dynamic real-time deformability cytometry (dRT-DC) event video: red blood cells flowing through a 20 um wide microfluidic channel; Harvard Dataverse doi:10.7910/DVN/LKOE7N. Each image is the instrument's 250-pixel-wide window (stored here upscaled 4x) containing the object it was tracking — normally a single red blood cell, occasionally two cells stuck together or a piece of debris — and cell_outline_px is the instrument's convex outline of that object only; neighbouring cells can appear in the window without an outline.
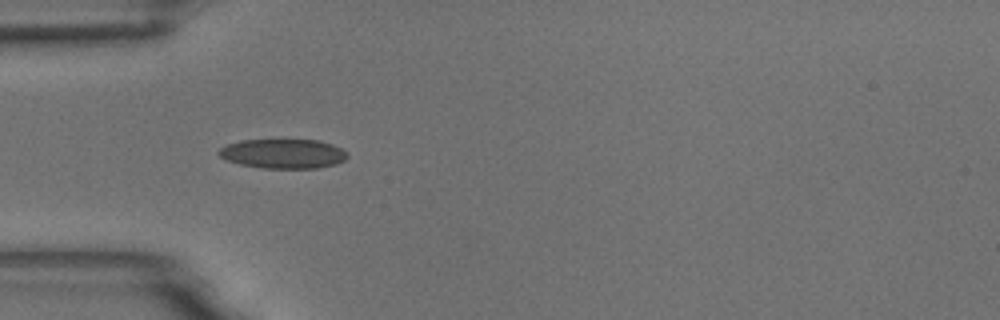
{"species": "common noctule bat (a hibernating species)", "species_latin": "Nyctalus noctula", "temperature_condition": "room temperature", "stored_images_in_passage": 28, "camera_frame_rate_fps": 3000, "um_per_image_px": 0.085, "animal": {"sex": "male", "body_mass_g": 18.8}, "frame": {"image": 1, "passage_image": 5, "time_ms": 1.333, "image_size_px": [1000, 320], "cell_outline_px": [[348, 156], [344, 160], [336, 164], [316, 168], [264, 168], [240, 164], [228, 160], [220, 156], [216, 152], [220, 148], [228, 144], [240, 140], [320, 140], [332, 144], [348, 152]], "centroid_in_image_um": [24.08, 13.06], "position_along_channel_um": 60.9, "area_um2": 22.02}}
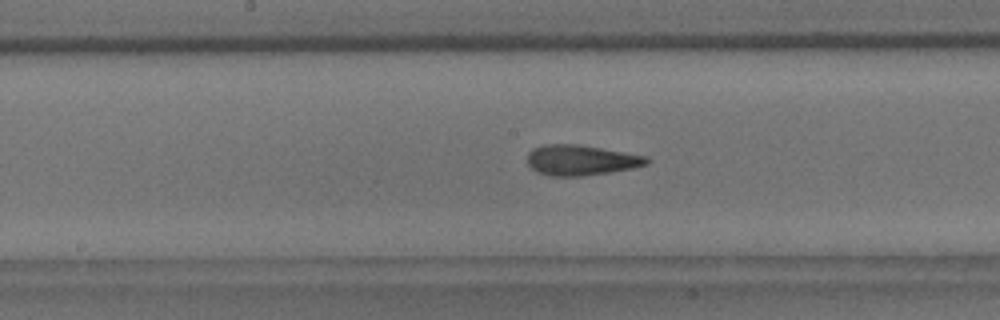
{"frame": {"image": 2, "passage_image": 13, "time_ms": 4.0, "image_size_px": [1000, 320], "cell_outline_px": [[652, 160], [648, 164], [632, 168], [608, 172], [580, 176], [552, 176], [536, 172], [528, 164], [528, 152], [532, 148], [544, 144], [576, 144], [648, 156]], "centroid_in_image_um": [49.38, 13.61], "position_along_channel_um": 198.8, "area_um2": 21.1}}
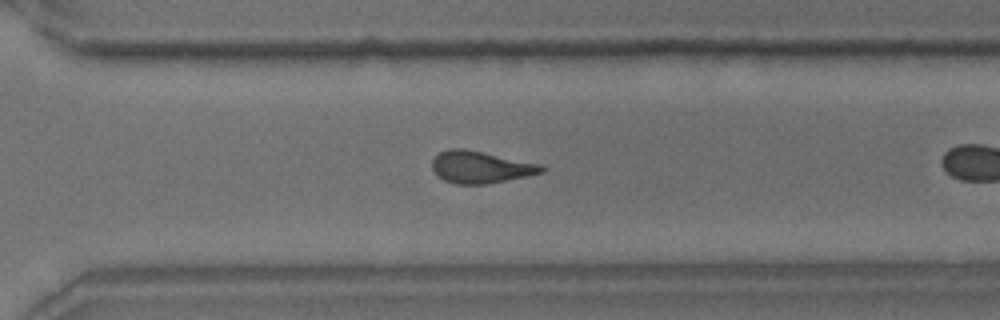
{"frame": {"image": 3, "passage_image": 24, "time_ms": 7.667, "image_size_px": [1000, 320], "cell_outline_px": [[548, 168], [544, 172], [528, 176], [484, 184], [456, 184], [444, 180], [432, 168], [432, 160], [440, 152], [448, 148], [464, 148], [544, 164]], "centroid_in_image_um": [40.92, 14.19], "position_along_channel_um": 329.7, "area_um2": 20.58}}